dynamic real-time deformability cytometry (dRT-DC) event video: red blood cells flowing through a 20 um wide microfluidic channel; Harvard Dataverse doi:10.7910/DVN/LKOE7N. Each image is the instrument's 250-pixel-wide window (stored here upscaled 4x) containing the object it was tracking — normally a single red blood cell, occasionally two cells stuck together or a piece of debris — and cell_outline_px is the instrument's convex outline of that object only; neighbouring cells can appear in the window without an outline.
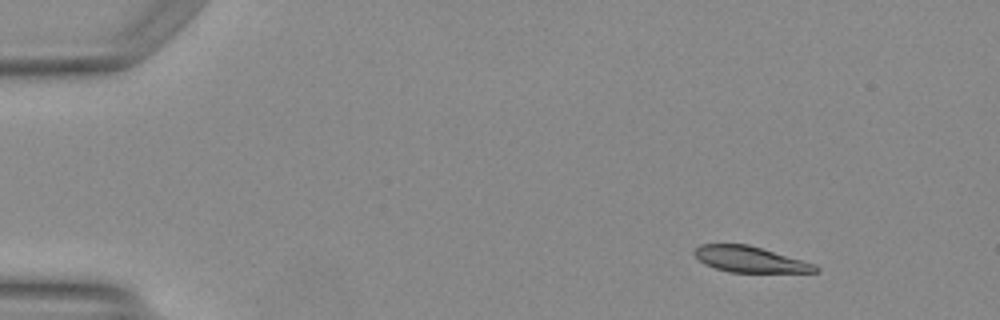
{"species": "Egyptian fruit bat (a non-hibernating species)", "species_latin": "Rousettus aegyptiacus", "temperature_condition": "warm", "stored_images_in_passage": 44, "camera_frame_rate_fps": 3000, "um_per_image_px": 0.085, "animal": {"sex": "female"}, "frame": {"image": 1, "passage_image": 1, "time_ms": 0.0, "image_size_px": [1000, 320], "cell_outline_px": [[820, 272], [728, 272], [704, 264], [692, 252], [700, 244], [748, 244], [816, 264], [820, 268]], "centroid_in_image_um": [63.76, 22.05], "position_along_channel_um": 21.2, "area_um2": 18.21}}
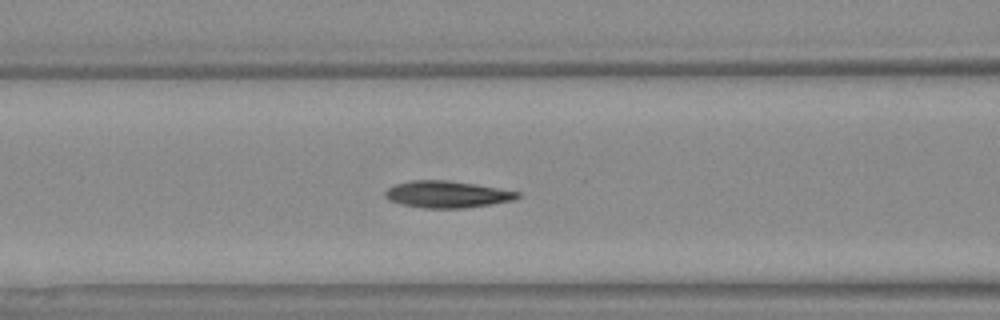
{"frame": {"image": 2, "passage_image": 16, "time_ms": 5.0, "image_size_px": [1000, 320], "cell_outline_px": [[520, 196], [512, 200], [492, 204], [464, 208], [424, 208], [400, 204], [388, 200], [384, 196], [384, 192], [388, 188], [396, 184], [412, 180], [444, 180], [476, 184], [520, 192]], "centroid_in_image_um": [37.97, 16.52], "position_along_channel_um": 128.6, "area_um2": 20.63}}
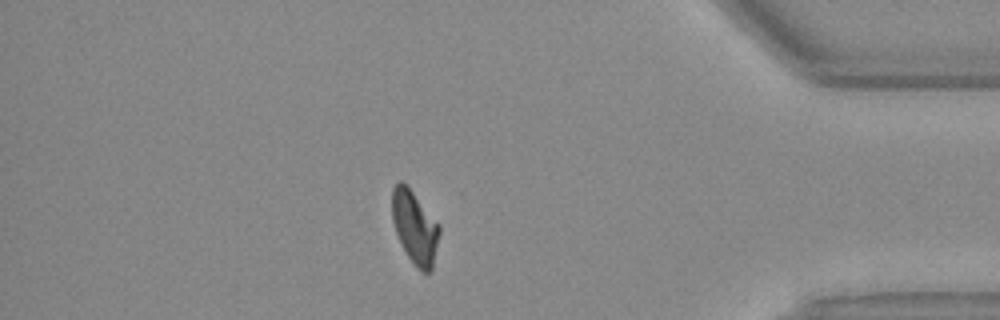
{"frame": {"image": 3, "passage_image": 38, "time_ms": 12.333, "image_size_px": [1000, 320], "cell_outline_px": [[440, 232], [432, 272], [420, 272], [416, 268], [408, 256], [396, 232], [392, 220], [392, 188], [400, 180], [412, 192], [440, 224]], "centroid_in_image_um": [35.28, 19.36], "position_along_channel_um": 399.9, "area_um2": 19.94}, "authors_computed_cell_mechanics": {"area_um2": 20.4034, "velocity_mm_per_s": 4.1553, "shape_relaxation_time_tau1_ms": 6.752, "shape_relaxation_time_tau2_ms": 1.7659, "deformation_change_tau1": 0.2233, "deformation_change_tau2": 0.0577}}